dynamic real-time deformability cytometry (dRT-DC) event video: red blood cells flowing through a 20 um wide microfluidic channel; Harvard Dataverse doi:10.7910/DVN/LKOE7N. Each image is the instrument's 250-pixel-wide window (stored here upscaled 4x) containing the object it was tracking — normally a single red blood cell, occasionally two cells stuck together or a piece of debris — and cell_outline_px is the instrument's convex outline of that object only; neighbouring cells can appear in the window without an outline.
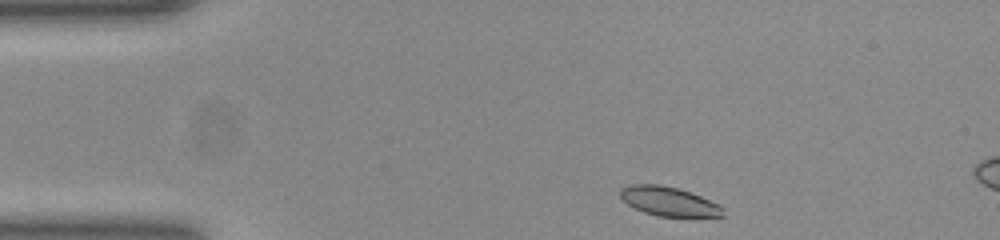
{"species": "common noctule bat (a hibernating species)", "species_latin": "Nyctalus noctula", "temperature_condition": "room temperature", "stored_images_in_passage": 6, "camera_frame_rate_fps": 3000, "um_per_image_px": 0.085, "animal": {"sex": "female", "body_mass_g": 23.0, "forearm_length_mm": 53.4}, "frame": {"image": 1, "passage_image": 1, "time_ms": 0.0, "image_size_px": [1000, 240], "cell_outline_px": [[724, 216], [660, 216], [644, 212], [628, 204], [620, 196], [620, 188], [628, 184], [660, 184], [676, 188], [700, 196], [720, 204], [724, 208]], "centroid_in_image_um": [56.84, 17.1], "position_along_channel_um": 28.2, "area_um2": 17.28}}